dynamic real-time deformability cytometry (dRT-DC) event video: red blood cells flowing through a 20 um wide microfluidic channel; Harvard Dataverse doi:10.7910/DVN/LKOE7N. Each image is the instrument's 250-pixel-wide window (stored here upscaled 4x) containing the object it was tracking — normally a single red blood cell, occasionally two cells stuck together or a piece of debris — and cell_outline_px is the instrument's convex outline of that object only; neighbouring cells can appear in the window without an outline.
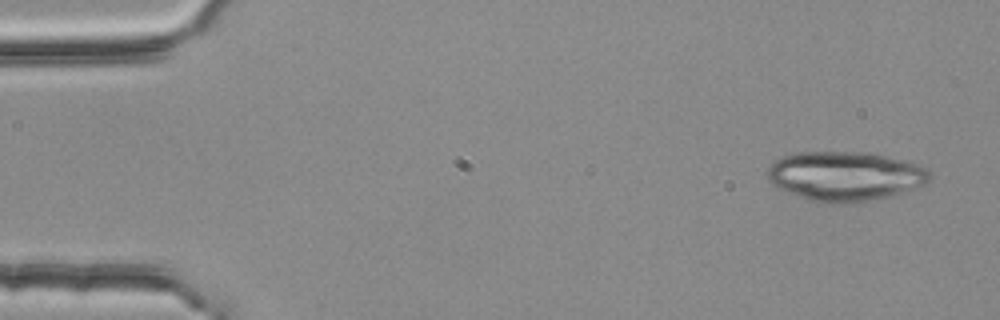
{"species": "common noctule bat (a hibernating species)", "species_latin": "Nyctalus noctula", "temperature_condition": "room temperature", "stored_images_in_passage": 4, "camera_frame_rate_fps": 3000, "um_per_image_px": 0.085, "animal": {"sex": "female", "body_mass_g": 25.1}, "frame": {"image": 1, "passage_image": 1, "time_ms": 0.0, "image_size_px": [1000, 320], "cell_outline_px": [[932, 176], [924, 184], [884, 196], [852, 204], [828, 204], [808, 200], [788, 192], [772, 184], [768, 180], [768, 168], [776, 160], [784, 156], [796, 152], [872, 152], [916, 164], [924, 168]], "centroid_in_image_um": [71.77, 14.97], "position_along_channel_um": 13.2, "area_um2": 46.24}}